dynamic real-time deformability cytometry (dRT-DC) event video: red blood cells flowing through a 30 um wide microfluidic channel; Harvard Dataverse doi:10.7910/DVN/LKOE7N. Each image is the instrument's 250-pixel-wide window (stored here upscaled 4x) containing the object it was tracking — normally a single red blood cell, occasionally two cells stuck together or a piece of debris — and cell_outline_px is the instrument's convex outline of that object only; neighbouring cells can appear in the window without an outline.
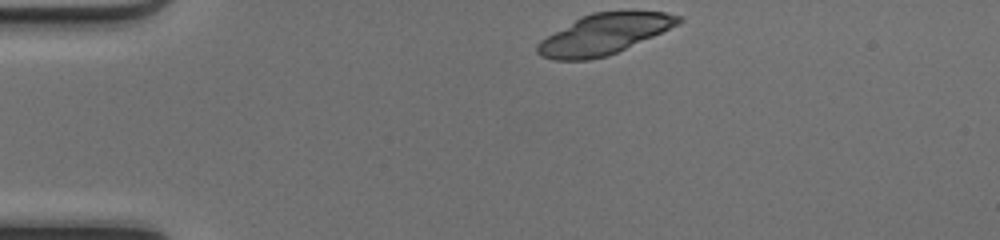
{"species": "common noctule bat (a hibernating species)", "species_latin": "Nyctalus noctula", "temperature_condition": "cold", "stored_images_in_passage": 10, "camera_frame_rate_fps": 3000, "um_per_image_px": 0.085, "animal": {"sex": "female", "body_mass_g": 17.0, "forearm_length_mm": 48.0}, "frame": {"image": 1, "passage_image": 1, "time_ms": 0.0, "image_size_px": [1000, 240], "cell_outline_px": [[684, 20], [652, 36], [608, 56], [588, 60], [552, 60], [540, 56], [536, 52], [536, 44], [540, 40], [580, 16], [592, 12], [664, 12], [680, 16]], "centroid_in_image_um": [51.25, 2.92], "position_along_channel_um": 33.7, "area_um2": 32.77}}